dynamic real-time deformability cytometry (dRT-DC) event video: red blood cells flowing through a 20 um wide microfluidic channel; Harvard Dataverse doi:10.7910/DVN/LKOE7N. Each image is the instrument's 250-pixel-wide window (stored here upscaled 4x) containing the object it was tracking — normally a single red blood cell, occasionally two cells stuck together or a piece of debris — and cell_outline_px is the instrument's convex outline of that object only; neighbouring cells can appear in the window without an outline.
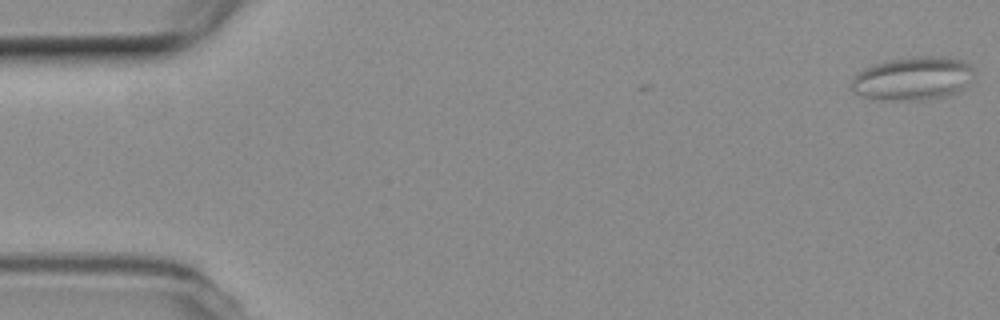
{"species": "common noctule bat (a hibernating species)", "species_latin": "Nyctalus noctula", "temperature_condition": "room temperature", "stored_images_in_passage": 6, "camera_frame_rate_fps": 3000, "um_per_image_px": 0.085, "animal": {"sex": "female", "body_mass_g": 19.3, "forearm_length_mm": 54.1}, "frame": {"image": 1, "passage_image": 1, "time_ms": 0.0, "image_size_px": [1000, 320], "cell_outline_px": [[976, 76], [964, 88], [956, 92], [944, 96], [920, 100], [880, 100], [864, 96], [852, 92], [852, 76], [864, 68], [888, 60], [920, 56], [948, 56], [964, 60], [972, 68]], "centroid_in_image_um": [77.62, 6.66], "position_along_channel_um": 7.4, "area_um2": 31.27}}